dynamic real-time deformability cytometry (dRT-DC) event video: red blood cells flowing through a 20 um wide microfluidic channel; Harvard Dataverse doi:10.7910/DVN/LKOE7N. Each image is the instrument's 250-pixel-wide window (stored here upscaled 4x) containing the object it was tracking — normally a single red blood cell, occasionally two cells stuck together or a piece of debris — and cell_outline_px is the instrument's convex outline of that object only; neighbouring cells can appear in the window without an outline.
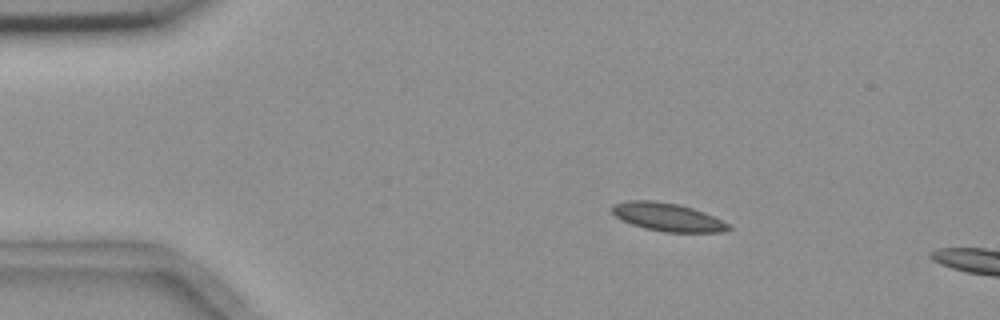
{"species": "common noctule bat (a hibernating species)", "species_latin": "Nyctalus noctula", "temperature_condition": "room temperature", "stored_images_in_passage": 4, "camera_frame_rate_fps": 3000, "um_per_image_px": 0.085, "animal": {"sex": "female", "body_mass_g": 18.4}, "frame": {"image": 1, "passage_image": 2, "time_ms": 1.0, "image_size_px": [1000, 320], "cell_outline_px": [[732, 228], [724, 232], [664, 232], [644, 228], [632, 224], [616, 216], [612, 212], [612, 204], [628, 200], [652, 200], [676, 204], [692, 208], [704, 212], [728, 224]], "centroid_in_image_um": [56.73, 18.45], "position_along_channel_um": 28.3, "area_um2": 18.9}}